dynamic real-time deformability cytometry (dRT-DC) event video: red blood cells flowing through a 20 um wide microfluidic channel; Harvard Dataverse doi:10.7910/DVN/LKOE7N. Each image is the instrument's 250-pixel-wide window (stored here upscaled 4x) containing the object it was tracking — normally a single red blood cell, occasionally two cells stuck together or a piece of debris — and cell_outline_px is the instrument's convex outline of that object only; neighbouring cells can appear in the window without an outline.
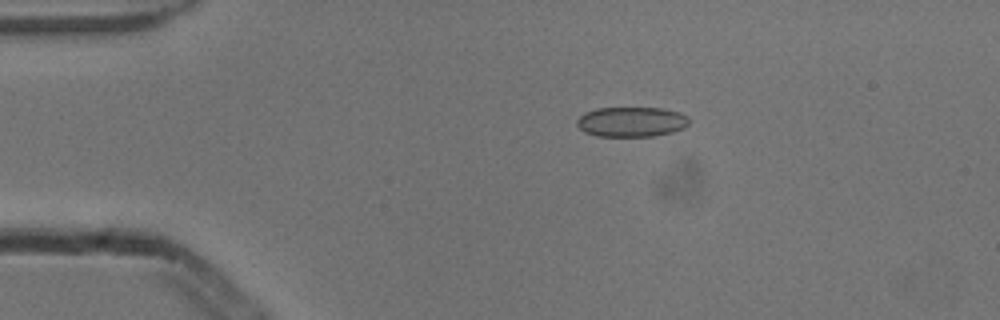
{"species": "common noctule bat (a hibernating species)", "species_latin": "Nyctalus noctula", "temperature_condition": "cold", "stored_images_in_passage": 5, "camera_frame_rate_fps": 3000, "um_per_image_px": 0.085, "animal": {"sex": "male", "body_mass_g": 13.3}, "frame": {"image": 1, "passage_image": 3, "time_ms": 0.667, "image_size_px": [1000, 320], "cell_outline_px": [[688, 124], [684, 128], [672, 132], [652, 136], [596, 136], [584, 132], [576, 124], [576, 120], [584, 112], [596, 108], [664, 108], [680, 112], [688, 116]], "centroid_in_image_um": [53.66, 10.35], "position_along_channel_um": 31.3, "area_um2": 19.71}}